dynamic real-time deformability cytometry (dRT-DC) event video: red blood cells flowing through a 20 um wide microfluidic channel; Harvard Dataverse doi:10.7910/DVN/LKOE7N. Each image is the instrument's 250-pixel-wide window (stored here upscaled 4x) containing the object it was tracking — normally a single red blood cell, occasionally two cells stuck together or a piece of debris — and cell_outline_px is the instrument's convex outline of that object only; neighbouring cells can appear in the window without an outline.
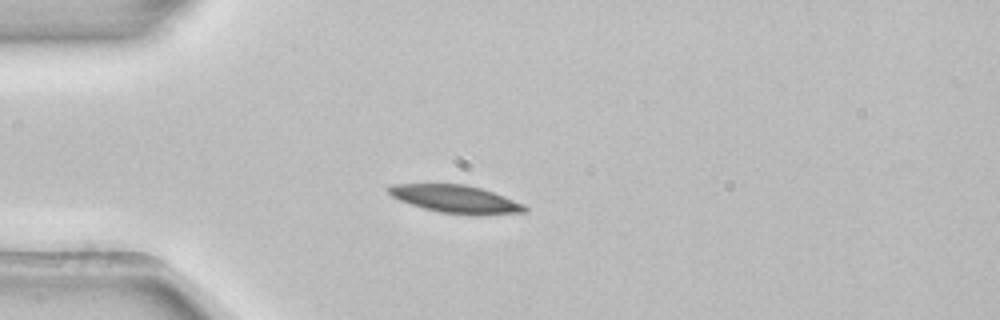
{"species": "common noctule bat (a hibernating species)", "species_latin": "Nyctalus noctula", "temperature_condition": "room temperature", "stored_images_in_passage": 3, "camera_frame_rate_fps": 3000, "um_per_image_px": 0.085, "animal": {"sex": "female", "body_mass_g": 22.7, "forearm_length_mm": 54.2}, "frame": {"image": 1, "passage_image": 3, "time_ms": 0.667, "image_size_px": [1000, 320], "cell_outline_px": [[528, 212], [480, 216], [472, 216], [440, 212], [424, 208], [400, 200], [392, 196], [384, 188], [388, 184], [464, 184], [480, 188], [504, 196], [524, 204], [528, 208]], "centroid_in_image_um": [38.76, 16.93], "position_along_channel_um": 46.2, "area_um2": 22.31}}